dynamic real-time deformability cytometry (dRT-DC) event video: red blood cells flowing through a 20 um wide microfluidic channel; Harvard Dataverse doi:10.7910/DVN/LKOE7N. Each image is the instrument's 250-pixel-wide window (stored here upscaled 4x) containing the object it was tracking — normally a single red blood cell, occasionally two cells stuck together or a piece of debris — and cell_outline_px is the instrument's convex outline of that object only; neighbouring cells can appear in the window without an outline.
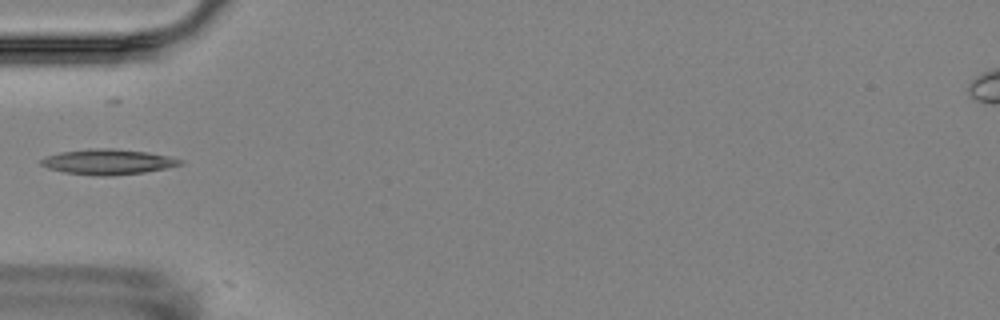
{"species": "Egyptian fruit bat (a non-hibernating species)", "species_latin": "Rousettus aegyptiacus", "temperature_condition": "room temperature", "stored_images_in_passage": 5, "camera_frame_rate_fps": 3000, "um_per_image_px": 0.085, "animal": {"sex": "female"}, "frame": {"image": 1, "passage_image": 2, "time_ms": 1.333, "image_size_px": [1000, 320], "cell_outline_px": [[184, 164], [144, 172], [112, 176], [100, 176], [64, 172], [48, 168], [40, 164], [40, 160], [48, 156], [60, 152], [88, 148], [112, 148], [148, 152], [168, 156], [184, 160]], "centroid_in_image_um": [9.19, 13.75], "position_along_channel_um": 75.8, "area_um2": 20.52}}
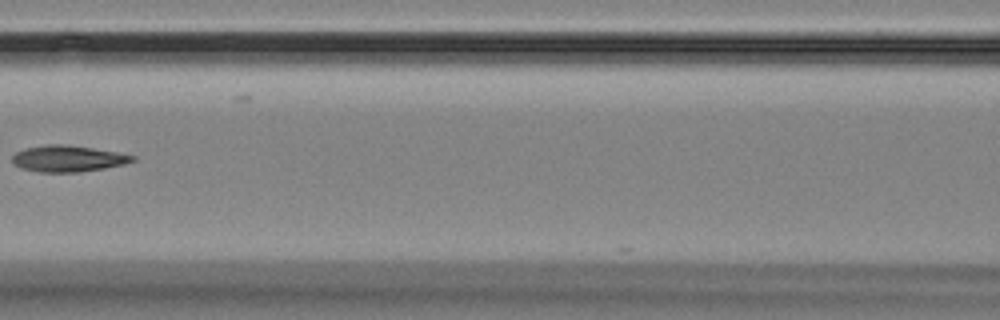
{"frame": {"image": 2, "passage_image": 4, "time_ms": 3.667, "image_size_px": [1000, 320], "cell_outline_px": [[136, 160], [124, 164], [104, 168], [80, 172], [40, 172], [24, 168], [12, 164], [12, 156], [16, 152], [24, 148], [48, 144], [60, 144], [92, 148], [116, 152], [136, 156]], "centroid_in_image_um": [5.76, 13.48], "position_along_channel_um": 160.8, "area_um2": 18.32}}